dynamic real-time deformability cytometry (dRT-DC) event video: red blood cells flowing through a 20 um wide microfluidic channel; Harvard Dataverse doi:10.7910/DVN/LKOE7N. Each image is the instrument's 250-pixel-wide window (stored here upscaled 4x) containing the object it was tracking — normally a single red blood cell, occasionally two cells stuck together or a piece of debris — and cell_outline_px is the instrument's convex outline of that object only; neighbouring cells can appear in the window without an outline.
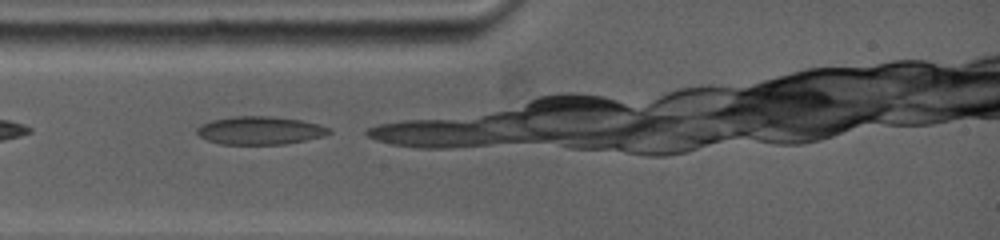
{"species": "common noctule bat (a hibernating species)", "species_latin": "Nyctalus noctula", "temperature_condition": "warm", "stored_images_in_passage": 30, "camera_frame_rate_fps": 5000, "um_per_image_px": 0.085, "animal": {"sex": "female", "body_mass_g": 19.0, "forearm_length_mm": 53.3}, "frame": {"image": 1, "passage_image": 1, "time_ms": 0.0, "image_size_px": [1000, 240], "cell_outline_px": [[332, 132], [324, 136], [284, 144], [220, 144], [208, 140], [200, 136], [196, 132], [196, 128], [200, 124], [212, 120], [232, 116], [268, 116], [300, 120], [320, 124], [332, 128]], "centroid_in_image_um": [22.1, 11.08], "position_along_channel_um": 62.9, "area_um2": 21.68}}